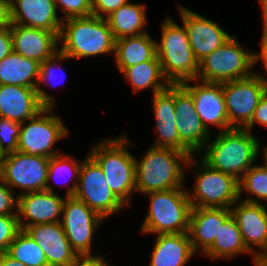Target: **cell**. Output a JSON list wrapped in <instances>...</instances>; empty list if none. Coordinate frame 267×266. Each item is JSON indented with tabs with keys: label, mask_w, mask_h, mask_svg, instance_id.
<instances>
[{
	"label": "cell",
	"mask_w": 267,
	"mask_h": 266,
	"mask_svg": "<svg viewBox=\"0 0 267 266\" xmlns=\"http://www.w3.org/2000/svg\"><path fill=\"white\" fill-rule=\"evenodd\" d=\"M206 148L202 161L214 170L240 180L260 153V144L245 128L220 130ZM243 173V174H242Z\"/></svg>",
	"instance_id": "obj_1"
},
{
	"label": "cell",
	"mask_w": 267,
	"mask_h": 266,
	"mask_svg": "<svg viewBox=\"0 0 267 266\" xmlns=\"http://www.w3.org/2000/svg\"><path fill=\"white\" fill-rule=\"evenodd\" d=\"M194 162V156L172 148L151 147L139 162L136 160V191L150 193L184 187L183 165Z\"/></svg>",
	"instance_id": "obj_2"
},
{
	"label": "cell",
	"mask_w": 267,
	"mask_h": 266,
	"mask_svg": "<svg viewBox=\"0 0 267 266\" xmlns=\"http://www.w3.org/2000/svg\"><path fill=\"white\" fill-rule=\"evenodd\" d=\"M59 52L70 58H86L114 52L115 38L105 18L96 15L63 20Z\"/></svg>",
	"instance_id": "obj_3"
},
{
	"label": "cell",
	"mask_w": 267,
	"mask_h": 266,
	"mask_svg": "<svg viewBox=\"0 0 267 266\" xmlns=\"http://www.w3.org/2000/svg\"><path fill=\"white\" fill-rule=\"evenodd\" d=\"M122 135L113 140L99 142L89 155L105 174L107 184L114 195L129 206L131 192L136 191V158L125 148L129 140Z\"/></svg>",
	"instance_id": "obj_4"
},
{
	"label": "cell",
	"mask_w": 267,
	"mask_h": 266,
	"mask_svg": "<svg viewBox=\"0 0 267 266\" xmlns=\"http://www.w3.org/2000/svg\"><path fill=\"white\" fill-rule=\"evenodd\" d=\"M157 57L163 75L170 84H181L188 80L197 83L199 80V61L188 41L186 28L169 18L162 23V40L157 43Z\"/></svg>",
	"instance_id": "obj_5"
},
{
	"label": "cell",
	"mask_w": 267,
	"mask_h": 266,
	"mask_svg": "<svg viewBox=\"0 0 267 266\" xmlns=\"http://www.w3.org/2000/svg\"><path fill=\"white\" fill-rule=\"evenodd\" d=\"M150 209L142 225L144 233H188L191 204L183 187L147 193Z\"/></svg>",
	"instance_id": "obj_6"
},
{
	"label": "cell",
	"mask_w": 267,
	"mask_h": 266,
	"mask_svg": "<svg viewBox=\"0 0 267 266\" xmlns=\"http://www.w3.org/2000/svg\"><path fill=\"white\" fill-rule=\"evenodd\" d=\"M234 37L199 61L197 78L207 83H224L253 74L250 70L254 54L244 50Z\"/></svg>",
	"instance_id": "obj_7"
},
{
	"label": "cell",
	"mask_w": 267,
	"mask_h": 266,
	"mask_svg": "<svg viewBox=\"0 0 267 266\" xmlns=\"http://www.w3.org/2000/svg\"><path fill=\"white\" fill-rule=\"evenodd\" d=\"M68 196H75L104 219L125 207L111 191L105 174L90 155L81 162L78 182L70 186L66 192Z\"/></svg>",
	"instance_id": "obj_8"
},
{
	"label": "cell",
	"mask_w": 267,
	"mask_h": 266,
	"mask_svg": "<svg viewBox=\"0 0 267 266\" xmlns=\"http://www.w3.org/2000/svg\"><path fill=\"white\" fill-rule=\"evenodd\" d=\"M49 161L50 158L19 151L2 155L0 181L10 188L24 189V193L54 192L47 182Z\"/></svg>",
	"instance_id": "obj_9"
},
{
	"label": "cell",
	"mask_w": 267,
	"mask_h": 266,
	"mask_svg": "<svg viewBox=\"0 0 267 266\" xmlns=\"http://www.w3.org/2000/svg\"><path fill=\"white\" fill-rule=\"evenodd\" d=\"M228 122L232 128H244L251 120L267 90V79L258 74L222 83Z\"/></svg>",
	"instance_id": "obj_10"
},
{
	"label": "cell",
	"mask_w": 267,
	"mask_h": 266,
	"mask_svg": "<svg viewBox=\"0 0 267 266\" xmlns=\"http://www.w3.org/2000/svg\"><path fill=\"white\" fill-rule=\"evenodd\" d=\"M202 171L196 175L194 191L188 192L192 208H231L239 199V180L209 167L201 160ZM194 198V199H193Z\"/></svg>",
	"instance_id": "obj_11"
},
{
	"label": "cell",
	"mask_w": 267,
	"mask_h": 266,
	"mask_svg": "<svg viewBox=\"0 0 267 266\" xmlns=\"http://www.w3.org/2000/svg\"><path fill=\"white\" fill-rule=\"evenodd\" d=\"M51 107H45L35 117L29 119V123L21 124L17 151L27 155H41L51 158L58 155L52 152V147L57 140L68 134L61 119L56 117Z\"/></svg>",
	"instance_id": "obj_12"
},
{
	"label": "cell",
	"mask_w": 267,
	"mask_h": 266,
	"mask_svg": "<svg viewBox=\"0 0 267 266\" xmlns=\"http://www.w3.org/2000/svg\"><path fill=\"white\" fill-rule=\"evenodd\" d=\"M60 221L65 235L78 256H91L92 236L103 217L75 196L66 197Z\"/></svg>",
	"instance_id": "obj_13"
},
{
	"label": "cell",
	"mask_w": 267,
	"mask_h": 266,
	"mask_svg": "<svg viewBox=\"0 0 267 266\" xmlns=\"http://www.w3.org/2000/svg\"><path fill=\"white\" fill-rule=\"evenodd\" d=\"M174 105L179 139L195 154L204 149L210 137L196 113L191 94L181 84H174Z\"/></svg>",
	"instance_id": "obj_14"
},
{
	"label": "cell",
	"mask_w": 267,
	"mask_h": 266,
	"mask_svg": "<svg viewBox=\"0 0 267 266\" xmlns=\"http://www.w3.org/2000/svg\"><path fill=\"white\" fill-rule=\"evenodd\" d=\"M188 41L198 61L224 45L231 36L220 26L190 9L179 6Z\"/></svg>",
	"instance_id": "obj_15"
},
{
	"label": "cell",
	"mask_w": 267,
	"mask_h": 266,
	"mask_svg": "<svg viewBox=\"0 0 267 266\" xmlns=\"http://www.w3.org/2000/svg\"><path fill=\"white\" fill-rule=\"evenodd\" d=\"M231 214L237 222L242 240L248 251L257 255L254 248L259 247L263 253H267V209L259 203L258 199L247 198L234 208H230ZM256 252V253H255Z\"/></svg>",
	"instance_id": "obj_16"
},
{
	"label": "cell",
	"mask_w": 267,
	"mask_h": 266,
	"mask_svg": "<svg viewBox=\"0 0 267 266\" xmlns=\"http://www.w3.org/2000/svg\"><path fill=\"white\" fill-rule=\"evenodd\" d=\"M193 80H188L181 85L191 94L197 115L207 131L208 125H216L221 130L232 127L228 122L222 83L202 82L201 85H189Z\"/></svg>",
	"instance_id": "obj_17"
},
{
	"label": "cell",
	"mask_w": 267,
	"mask_h": 266,
	"mask_svg": "<svg viewBox=\"0 0 267 266\" xmlns=\"http://www.w3.org/2000/svg\"><path fill=\"white\" fill-rule=\"evenodd\" d=\"M25 231L45 253L48 266H71L79 257L60 222L31 225Z\"/></svg>",
	"instance_id": "obj_18"
},
{
	"label": "cell",
	"mask_w": 267,
	"mask_h": 266,
	"mask_svg": "<svg viewBox=\"0 0 267 266\" xmlns=\"http://www.w3.org/2000/svg\"><path fill=\"white\" fill-rule=\"evenodd\" d=\"M18 209L17 215L21 230H25L28 226L57 223L60 214H62L64 199L58 194L48 191L29 192L17 195ZM21 216L29 219L24 224Z\"/></svg>",
	"instance_id": "obj_19"
},
{
	"label": "cell",
	"mask_w": 267,
	"mask_h": 266,
	"mask_svg": "<svg viewBox=\"0 0 267 266\" xmlns=\"http://www.w3.org/2000/svg\"><path fill=\"white\" fill-rule=\"evenodd\" d=\"M153 108L156 119V132L159 135L153 147L172 148L186 153L189 157L193 153L180 141L176 128L174 105V84H170L163 91L153 95Z\"/></svg>",
	"instance_id": "obj_20"
},
{
	"label": "cell",
	"mask_w": 267,
	"mask_h": 266,
	"mask_svg": "<svg viewBox=\"0 0 267 266\" xmlns=\"http://www.w3.org/2000/svg\"><path fill=\"white\" fill-rule=\"evenodd\" d=\"M13 52L40 64L59 52L58 34L44 29L11 25Z\"/></svg>",
	"instance_id": "obj_21"
},
{
	"label": "cell",
	"mask_w": 267,
	"mask_h": 266,
	"mask_svg": "<svg viewBox=\"0 0 267 266\" xmlns=\"http://www.w3.org/2000/svg\"><path fill=\"white\" fill-rule=\"evenodd\" d=\"M10 7L11 25L44 29L60 34L63 21L57 18L54 0H13Z\"/></svg>",
	"instance_id": "obj_22"
},
{
	"label": "cell",
	"mask_w": 267,
	"mask_h": 266,
	"mask_svg": "<svg viewBox=\"0 0 267 266\" xmlns=\"http://www.w3.org/2000/svg\"><path fill=\"white\" fill-rule=\"evenodd\" d=\"M44 108L39 102L36 88L0 85V118L22 124Z\"/></svg>",
	"instance_id": "obj_23"
},
{
	"label": "cell",
	"mask_w": 267,
	"mask_h": 266,
	"mask_svg": "<svg viewBox=\"0 0 267 266\" xmlns=\"http://www.w3.org/2000/svg\"><path fill=\"white\" fill-rule=\"evenodd\" d=\"M230 215L229 208H191L188 234L193 251L196 252L200 247L204 253L213 244L220 226Z\"/></svg>",
	"instance_id": "obj_24"
},
{
	"label": "cell",
	"mask_w": 267,
	"mask_h": 266,
	"mask_svg": "<svg viewBox=\"0 0 267 266\" xmlns=\"http://www.w3.org/2000/svg\"><path fill=\"white\" fill-rule=\"evenodd\" d=\"M194 253L188 233L157 235L150 266H184Z\"/></svg>",
	"instance_id": "obj_25"
},
{
	"label": "cell",
	"mask_w": 267,
	"mask_h": 266,
	"mask_svg": "<svg viewBox=\"0 0 267 266\" xmlns=\"http://www.w3.org/2000/svg\"><path fill=\"white\" fill-rule=\"evenodd\" d=\"M116 64L122 72L125 68L150 61L157 56V42L148 33L127 36L115 40Z\"/></svg>",
	"instance_id": "obj_26"
},
{
	"label": "cell",
	"mask_w": 267,
	"mask_h": 266,
	"mask_svg": "<svg viewBox=\"0 0 267 266\" xmlns=\"http://www.w3.org/2000/svg\"><path fill=\"white\" fill-rule=\"evenodd\" d=\"M39 70V62L12 52L0 60V85L36 88ZM35 77L37 78L34 79Z\"/></svg>",
	"instance_id": "obj_27"
},
{
	"label": "cell",
	"mask_w": 267,
	"mask_h": 266,
	"mask_svg": "<svg viewBox=\"0 0 267 266\" xmlns=\"http://www.w3.org/2000/svg\"><path fill=\"white\" fill-rule=\"evenodd\" d=\"M145 5L126 3L105 19L115 40L146 33L142 30L146 24Z\"/></svg>",
	"instance_id": "obj_28"
},
{
	"label": "cell",
	"mask_w": 267,
	"mask_h": 266,
	"mask_svg": "<svg viewBox=\"0 0 267 266\" xmlns=\"http://www.w3.org/2000/svg\"><path fill=\"white\" fill-rule=\"evenodd\" d=\"M121 73H124L125 78L131 82L134 92L151 87L154 95L170 85L163 75L161 63L157 56L150 61L125 68Z\"/></svg>",
	"instance_id": "obj_29"
},
{
	"label": "cell",
	"mask_w": 267,
	"mask_h": 266,
	"mask_svg": "<svg viewBox=\"0 0 267 266\" xmlns=\"http://www.w3.org/2000/svg\"><path fill=\"white\" fill-rule=\"evenodd\" d=\"M250 253L243 243L241 232L232 214L220 226L218 236L204 252L211 259L231 258L240 253Z\"/></svg>",
	"instance_id": "obj_30"
},
{
	"label": "cell",
	"mask_w": 267,
	"mask_h": 266,
	"mask_svg": "<svg viewBox=\"0 0 267 266\" xmlns=\"http://www.w3.org/2000/svg\"><path fill=\"white\" fill-rule=\"evenodd\" d=\"M7 253L26 266H48L45 253L25 230L17 234Z\"/></svg>",
	"instance_id": "obj_31"
},
{
	"label": "cell",
	"mask_w": 267,
	"mask_h": 266,
	"mask_svg": "<svg viewBox=\"0 0 267 266\" xmlns=\"http://www.w3.org/2000/svg\"><path fill=\"white\" fill-rule=\"evenodd\" d=\"M265 164L263 166L250 167L239 180V198H241L242 189L245 188L251 194L259 199L267 201V156L265 155Z\"/></svg>",
	"instance_id": "obj_32"
},
{
	"label": "cell",
	"mask_w": 267,
	"mask_h": 266,
	"mask_svg": "<svg viewBox=\"0 0 267 266\" xmlns=\"http://www.w3.org/2000/svg\"><path fill=\"white\" fill-rule=\"evenodd\" d=\"M66 58H67L66 55L58 52V53H56L55 56H53L50 59L45 60L44 62H42L40 64L39 78H38L36 89H37L39 102L44 107L54 108L53 106L55 105V103H54L55 100H53L54 98L50 97V95L46 94V92H44L42 89H40L38 84L41 82H45L46 84L48 83L47 85H49L48 81H51V80L56 82L57 76L55 77L54 68H56L55 66L58 64L57 60L58 61L63 60V59L65 60ZM54 60H56V61L54 62Z\"/></svg>",
	"instance_id": "obj_33"
},
{
	"label": "cell",
	"mask_w": 267,
	"mask_h": 266,
	"mask_svg": "<svg viewBox=\"0 0 267 266\" xmlns=\"http://www.w3.org/2000/svg\"><path fill=\"white\" fill-rule=\"evenodd\" d=\"M20 128L21 124L0 118V153L2 155L17 151Z\"/></svg>",
	"instance_id": "obj_34"
},
{
	"label": "cell",
	"mask_w": 267,
	"mask_h": 266,
	"mask_svg": "<svg viewBox=\"0 0 267 266\" xmlns=\"http://www.w3.org/2000/svg\"><path fill=\"white\" fill-rule=\"evenodd\" d=\"M72 158V156H63V154L51 157L48 167L47 182H49L51 178L54 179V176L56 175H64L65 173L67 175L70 172L72 175H76V179L78 181L81 164L77 163V161L74 160L75 158Z\"/></svg>",
	"instance_id": "obj_35"
},
{
	"label": "cell",
	"mask_w": 267,
	"mask_h": 266,
	"mask_svg": "<svg viewBox=\"0 0 267 266\" xmlns=\"http://www.w3.org/2000/svg\"><path fill=\"white\" fill-rule=\"evenodd\" d=\"M20 231L18 215H0V253L8 251Z\"/></svg>",
	"instance_id": "obj_36"
},
{
	"label": "cell",
	"mask_w": 267,
	"mask_h": 266,
	"mask_svg": "<svg viewBox=\"0 0 267 266\" xmlns=\"http://www.w3.org/2000/svg\"><path fill=\"white\" fill-rule=\"evenodd\" d=\"M56 8L60 4L65 20L92 14V0H54ZM58 4V5H57Z\"/></svg>",
	"instance_id": "obj_37"
},
{
	"label": "cell",
	"mask_w": 267,
	"mask_h": 266,
	"mask_svg": "<svg viewBox=\"0 0 267 266\" xmlns=\"http://www.w3.org/2000/svg\"><path fill=\"white\" fill-rule=\"evenodd\" d=\"M0 215H17L14 207L18 209V198H14L12 188L0 181Z\"/></svg>",
	"instance_id": "obj_38"
},
{
	"label": "cell",
	"mask_w": 267,
	"mask_h": 266,
	"mask_svg": "<svg viewBox=\"0 0 267 266\" xmlns=\"http://www.w3.org/2000/svg\"><path fill=\"white\" fill-rule=\"evenodd\" d=\"M126 3H128V0H92V14L97 17L106 18Z\"/></svg>",
	"instance_id": "obj_39"
},
{
	"label": "cell",
	"mask_w": 267,
	"mask_h": 266,
	"mask_svg": "<svg viewBox=\"0 0 267 266\" xmlns=\"http://www.w3.org/2000/svg\"><path fill=\"white\" fill-rule=\"evenodd\" d=\"M255 122L267 127V90L259 101L250 122L244 128L251 131Z\"/></svg>",
	"instance_id": "obj_40"
},
{
	"label": "cell",
	"mask_w": 267,
	"mask_h": 266,
	"mask_svg": "<svg viewBox=\"0 0 267 266\" xmlns=\"http://www.w3.org/2000/svg\"><path fill=\"white\" fill-rule=\"evenodd\" d=\"M13 52L11 25L0 28V60Z\"/></svg>",
	"instance_id": "obj_41"
},
{
	"label": "cell",
	"mask_w": 267,
	"mask_h": 266,
	"mask_svg": "<svg viewBox=\"0 0 267 266\" xmlns=\"http://www.w3.org/2000/svg\"><path fill=\"white\" fill-rule=\"evenodd\" d=\"M13 0H0V28L10 26L11 22V7L10 3Z\"/></svg>",
	"instance_id": "obj_42"
},
{
	"label": "cell",
	"mask_w": 267,
	"mask_h": 266,
	"mask_svg": "<svg viewBox=\"0 0 267 266\" xmlns=\"http://www.w3.org/2000/svg\"><path fill=\"white\" fill-rule=\"evenodd\" d=\"M71 266H108L99 256H79Z\"/></svg>",
	"instance_id": "obj_43"
},
{
	"label": "cell",
	"mask_w": 267,
	"mask_h": 266,
	"mask_svg": "<svg viewBox=\"0 0 267 266\" xmlns=\"http://www.w3.org/2000/svg\"><path fill=\"white\" fill-rule=\"evenodd\" d=\"M259 59H262V63L267 71V28L263 30L260 54L254 53V64H256Z\"/></svg>",
	"instance_id": "obj_44"
},
{
	"label": "cell",
	"mask_w": 267,
	"mask_h": 266,
	"mask_svg": "<svg viewBox=\"0 0 267 266\" xmlns=\"http://www.w3.org/2000/svg\"><path fill=\"white\" fill-rule=\"evenodd\" d=\"M3 265L4 266H26L20 261L11 257L7 252L3 253Z\"/></svg>",
	"instance_id": "obj_45"
},
{
	"label": "cell",
	"mask_w": 267,
	"mask_h": 266,
	"mask_svg": "<svg viewBox=\"0 0 267 266\" xmlns=\"http://www.w3.org/2000/svg\"><path fill=\"white\" fill-rule=\"evenodd\" d=\"M253 260L255 266H267V253L259 252Z\"/></svg>",
	"instance_id": "obj_46"
},
{
	"label": "cell",
	"mask_w": 267,
	"mask_h": 266,
	"mask_svg": "<svg viewBox=\"0 0 267 266\" xmlns=\"http://www.w3.org/2000/svg\"><path fill=\"white\" fill-rule=\"evenodd\" d=\"M263 9L264 28H267V0H260Z\"/></svg>",
	"instance_id": "obj_47"
},
{
	"label": "cell",
	"mask_w": 267,
	"mask_h": 266,
	"mask_svg": "<svg viewBox=\"0 0 267 266\" xmlns=\"http://www.w3.org/2000/svg\"><path fill=\"white\" fill-rule=\"evenodd\" d=\"M0 266H4L3 265V253H0Z\"/></svg>",
	"instance_id": "obj_48"
},
{
	"label": "cell",
	"mask_w": 267,
	"mask_h": 266,
	"mask_svg": "<svg viewBox=\"0 0 267 266\" xmlns=\"http://www.w3.org/2000/svg\"><path fill=\"white\" fill-rule=\"evenodd\" d=\"M264 155L267 156V146L264 148Z\"/></svg>",
	"instance_id": "obj_49"
},
{
	"label": "cell",
	"mask_w": 267,
	"mask_h": 266,
	"mask_svg": "<svg viewBox=\"0 0 267 266\" xmlns=\"http://www.w3.org/2000/svg\"><path fill=\"white\" fill-rule=\"evenodd\" d=\"M1 162H2V154L0 153V169H1Z\"/></svg>",
	"instance_id": "obj_50"
}]
</instances>
